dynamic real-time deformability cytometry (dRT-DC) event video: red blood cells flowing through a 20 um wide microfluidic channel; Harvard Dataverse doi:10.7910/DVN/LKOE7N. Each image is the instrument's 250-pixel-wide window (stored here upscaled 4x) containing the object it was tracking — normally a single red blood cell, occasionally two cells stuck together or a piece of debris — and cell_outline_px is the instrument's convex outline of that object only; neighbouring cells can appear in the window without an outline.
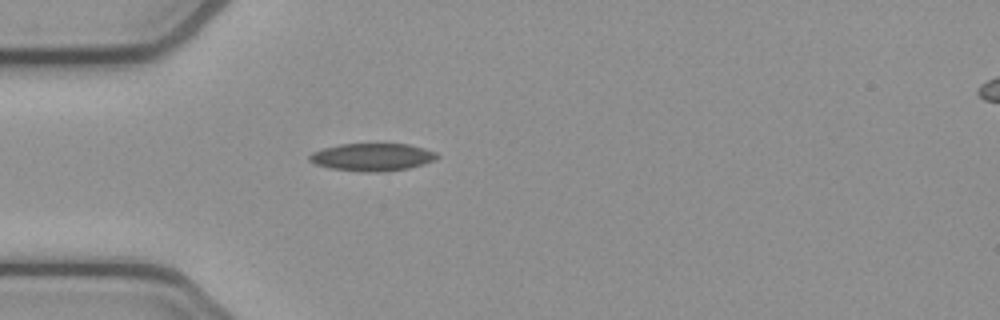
{"species": "common noctule bat (a hibernating species)", "species_latin": "Nyctalus noctula", "temperature_condition": "cold", "stored_images_in_passage": 39, "camera_frame_rate_fps": 3000, "um_per_image_px": 0.085, "animal": {"sex": "female", "body_mass_g": 21.9}, "frame": {"image": 1, "passage_image": 1, "time_ms": 0.0, "image_size_px": [1000, 320], "cell_outline_px": [[440, 156], [436, 160], [424, 164], [408, 168], [380, 172], [364, 172], [328, 168], [316, 164], [308, 160], [308, 156], [312, 152], [324, 148], [340, 144], [408, 144], [424, 148], [436, 152]], "centroid_in_image_um": [31.65, 13.35], "position_along_channel_um": 53.3, "area_um2": 20.63}}
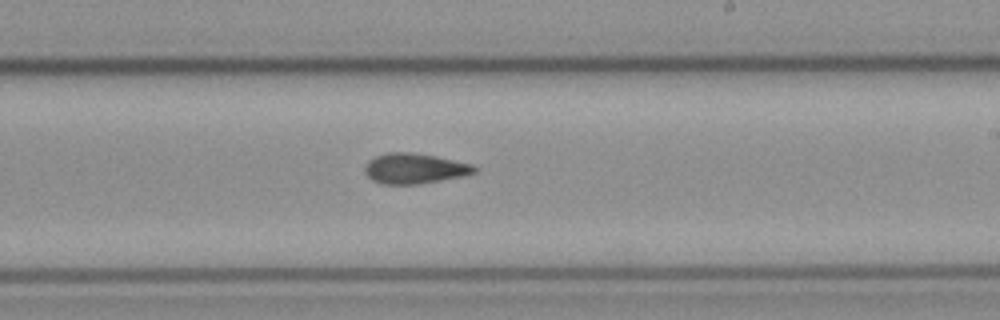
{"frame": {"image": 2, "passage_image": 17, "time_ms": 5.333, "image_size_px": [1000, 320], "cell_outline_px": [[480, 168], [476, 172], [464, 176], [416, 184], [380, 184], [372, 180], [364, 172], [364, 168], [368, 160], [376, 156], [388, 152], [412, 152], [436, 156], [472, 164]], "centroid_in_image_um": [35.24, 14.32], "position_along_channel_um": 253.8, "area_um2": 19.48}}
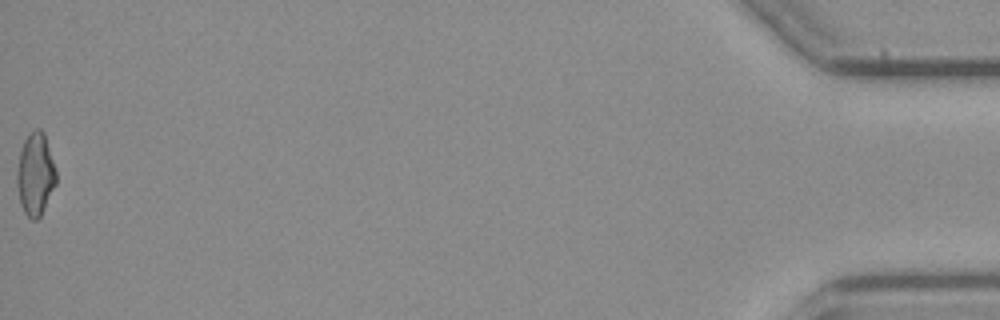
{"frame": {"image": 3, "passage_image": 39, "time_ms": 12.667, "image_size_px": [1000, 320], "cell_outline_px": [[56, 184], [40, 216], [36, 220], [32, 220], [24, 212], [20, 204], [16, 184], [16, 172], [20, 152], [24, 140], [32, 128], [40, 128], [44, 132], [56, 172]], "centroid_in_image_um": [2.99, 14.79], "position_along_channel_um": 432.2, "area_um2": 18.9}, "authors_computed_cell_mechanics": {"area_um2": 19.3052, "velocity_mm_per_s": 3.8741, "shape_relaxation_time_tau1_ms": null, "shape_relaxation_time_tau2_ms": 4.6949, "deformation_change_tau1": null, "deformation_change_tau2": 0.1118}}